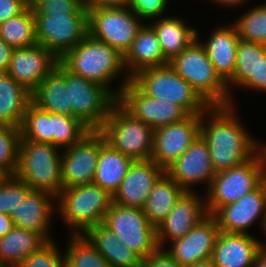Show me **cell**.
Here are the masks:
<instances>
[{"label": "cell", "instance_id": "1", "mask_svg": "<svg viewBox=\"0 0 266 267\" xmlns=\"http://www.w3.org/2000/svg\"><path fill=\"white\" fill-rule=\"evenodd\" d=\"M235 107L210 106L201 114L200 135L208 145L215 173L245 163L260 150V140L247 131Z\"/></svg>", "mask_w": 266, "mask_h": 267}, {"label": "cell", "instance_id": "2", "mask_svg": "<svg viewBox=\"0 0 266 267\" xmlns=\"http://www.w3.org/2000/svg\"><path fill=\"white\" fill-rule=\"evenodd\" d=\"M59 61L72 73L106 87L116 97L119 96L126 83L131 81L124 66V56L89 34ZM122 75L124 76L121 80L123 83L119 84L116 89H111L114 80Z\"/></svg>", "mask_w": 266, "mask_h": 267}, {"label": "cell", "instance_id": "3", "mask_svg": "<svg viewBox=\"0 0 266 267\" xmlns=\"http://www.w3.org/2000/svg\"><path fill=\"white\" fill-rule=\"evenodd\" d=\"M112 202L113 195L94 183L76 185L63 188L56 196V213L71 235H83L103 223Z\"/></svg>", "mask_w": 266, "mask_h": 267}, {"label": "cell", "instance_id": "4", "mask_svg": "<svg viewBox=\"0 0 266 267\" xmlns=\"http://www.w3.org/2000/svg\"><path fill=\"white\" fill-rule=\"evenodd\" d=\"M169 65L209 106L234 105L227 84L216 73L198 39L174 57Z\"/></svg>", "mask_w": 266, "mask_h": 267}, {"label": "cell", "instance_id": "5", "mask_svg": "<svg viewBox=\"0 0 266 267\" xmlns=\"http://www.w3.org/2000/svg\"><path fill=\"white\" fill-rule=\"evenodd\" d=\"M32 190H43L57 196L63 189L61 150L50 143L20 138L18 165L13 174Z\"/></svg>", "mask_w": 266, "mask_h": 267}, {"label": "cell", "instance_id": "6", "mask_svg": "<svg viewBox=\"0 0 266 267\" xmlns=\"http://www.w3.org/2000/svg\"><path fill=\"white\" fill-rule=\"evenodd\" d=\"M131 82L148 97L176 104L188 115L202 114L210 107L169 64L143 69Z\"/></svg>", "mask_w": 266, "mask_h": 267}, {"label": "cell", "instance_id": "7", "mask_svg": "<svg viewBox=\"0 0 266 267\" xmlns=\"http://www.w3.org/2000/svg\"><path fill=\"white\" fill-rule=\"evenodd\" d=\"M265 179V161L260 150L245 163L217 172L205 193L207 213L214 215L221 207L256 189Z\"/></svg>", "mask_w": 266, "mask_h": 267}, {"label": "cell", "instance_id": "8", "mask_svg": "<svg viewBox=\"0 0 266 267\" xmlns=\"http://www.w3.org/2000/svg\"><path fill=\"white\" fill-rule=\"evenodd\" d=\"M90 131L79 119L49 113L31 101L20 126V138L50 143L61 150L78 143Z\"/></svg>", "mask_w": 266, "mask_h": 267}, {"label": "cell", "instance_id": "9", "mask_svg": "<svg viewBox=\"0 0 266 267\" xmlns=\"http://www.w3.org/2000/svg\"><path fill=\"white\" fill-rule=\"evenodd\" d=\"M55 69L65 78L73 117L90 130H99L117 103V97L106 87L72 73L60 61Z\"/></svg>", "mask_w": 266, "mask_h": 267}, {"label": "cell", "instance_id": "10", "mask_svg": "<svg viewBox=\"0 0 266 267\" xmlns=\"http://www.w3.org/2000/svg\"><path fill=\"white\" fill-rule=\"evenodd\" d=\"M113 149L135 160L151 159L154 129L116 103L98 130Z\"/></svg>", "mask_w": 266, "mask_h": 267}, {"label": "cell", "instance_id": "11", "mask_svg": "<svg viewBox=\"0 0 266 267\" xmlns=\"http://www.w3.org/2000/svg\"><path fill=\"white\" fill-rule=\"evenodd\" d=\"M144 23L127 6L88 8V34L116 49L123 56Z\"/></svg>", "mask_w": 266, "mask_h": 267}, {"label": "cell", "instance_id": "12", "mask_svg": "<svg viewBox=\"0 0 266 267\" xmlns=\"http://www.w3.org/2000/svg\"><path fill=\"white\" fill-rule=\"evenodd\" d=\"M37 44L59 60L88 35V8L84 3L74 14L35 17Z\"/></svg>", "mask_w": 266, "mask_h": 267}, {"label": "cell", "instance_id": "13", "mask_svg": "<svg viewBox=\"0 0 266 267\" xmlns=\"http://www.w3.org/2000/svg\"><path fill=\"white\" fill-rule=\"evenodd\" d=\"M103 224L142 259L159 248L156 227L149 222L141 208L112 202Z\"/></svg>", "mask_w": 266, "mask_h": 267}, {"label": "cell", "instance_id": "14", "mask_svg": "<svg viewBox=\"0 0 266 267\" xmlns=\"http://www.w3.org/2000/svg\"><path fill=\"white\" fill-rule=\"evenodd\" d=\"M105 142L98 130H91L78 143L61 150L63 188L93 183L100 148Z\"/></svg>", "mask_w": 266, "mask_h": 267}, {"label": "cell", "instance_id": "15", "mask_svg": "<svg viewBox=\"0 0 266 267\" xmlns=\"http://www.w3.org/2000/svg\"><path fill=\"white\" fill-rule=\"evenodd\" d=\"M117 103L133 118L156 128L186 118L188 114L178 105L167 100L150 98L142 93L131 81L120 91Z\"/></svg>", "mask_w": 266, "mask_h": 267}, {"label": "cell", "instance_id": "16", "mask_svg": "<svg viewBox=\"0 0 266 267\" xmlns=\"http://www.w3.org/2000/svg\"><path fill=\"white\" fill-rule=\"evenodd\" d=\"M201 133V114L188 115L181 121L154 130L151 159L166 169L178 159Z\"/></svg>", "mask_w": 266, "mask_h": 267}, {"label": "cell", "instance_id": "17", "mask_svg": "<svg viewBox=\"0 0 266 267\" xmlns=\"http://www.w3.org/2000/svg\"><path fill=\"white\" fill-rule=\"evenodd\" d=\"M214 216L219 230L223 232L250 234L248 229L257 221L263 232L266 222V179L241 199L221 207Z\"/></svg>", "mask_w": 266, "mask_h": 267}, {"label": "cell", "instance_id": "18", "mask_svg": "<svg viewBox=\"0 0 266 267\" xmlns=\"http://www.w3.org/2000/svg\"><path fill=\"white\" fill-rule=\"evenodd\" d=\"M165 173L187 192L195 191L196 189L192 188L198 184H205L204 190H208L216 173L205 139L199 135L190 147L165 169Z\"/></svg>", "mask_w": 266, "mask_h": 267}, {"label": "cell", "instance_id": "19", "mask_svg": "<svg viewBox=\"0 0 266 267\" xmlns=\"http://www.w3.org/2000/svg\"><path fill=\"white\" fill-rule=\"evenodd\" d=\"M220 233L214 215L207 214L182 238L171 241L165 250L183 267L197 261L212 258L214 247Z\"/></svg>", "mask_w": 266, "mask_h": 267}, {"label": "cell", "instance_id": "20", "mask_svg": "<svg viewBox=\"0 0 266 267\" xmlns=\"http://www.w3.org/2000/svg\"><path fill=\"white\" fill-rule=\"evenodd\" d=\"M58 62L59 59L40 44L14 48L7 75L32 93Z\"/></svg>", "mask_w": 266, "mask_h": 267}, {"label": "cell", "instance_id": "21", "mask_svg": "<svg viewBox=\"0 0 266 267\" xmlns=\"http://www.w3.org/2000/svg\"><path fill=\"white\" fill-rule=\"evenodd\" d=\"M207 214L205 195L186 191L168 216L156 227L158 247L168 248L167 243L182 238Z\"/></svg>", "mask_w": 266, "mask_h": 267}, {"label": "cell", "instance_id": "22", "mask_svg": "<svg viewBox=\"0 0 266 267\" xmlns=\"http://www.w3.org/2000/svg\"><path fill=\"white\" fill-rule=\"evenodd\" d=\"M54 212L56 215V196L48 191L31 190L8 215L15 226L34 231L50 242L55 240L49 230Z\"/></svg>", "mask_w": 266, "mask_h": 267}, {"label": "cell", "instance_id": "23", "mask_svg": "<svg viewBox=\"0 0 266 267\" xmlns=\"http://www.w3.org/2000/svg\"><path fill=\"white\" fill-rule=\"evenodd\" d=\"M165 169L152 159L135 160L113 195V202L122 206L141 208Z\"/></svg>", "mask_w": 266, "mask_h": 267}, {"label": "cell", "instance_id": "24", "mask_svg": "<svg viewBox=\"0 0 266 267\" xmlns=\"http://www.w3.org/2000/svg\"><path fill=\"white\" fill-rule=\"evenodd\" d=\"M251 233H227L220 231L212 260L215 267H252L262 245Z\"/></svg>", "mask_w": 266, "mask_h": 267}, {"label": "cell", "instance_id": "25", "mask_svg": "<svg viewBox=\"0 0 266 267\" xmlns=\"http://www.w3.org/2000/svg\"><path fill=\"white\" fill-rule=\"evenodd\" d=\"M199 36L197 33V39L204 47L216 73L227 83L234 75L237 46L240 40L235 24L217 26L203 42Z\"/></svg>", "mask_w": 266, "mask_h": 267}, {"label": "cell", "instance_id": "26", "mask_svg": "<svg viewBox=\"0 0 266 267\" xmlns=\"http://www.w3.org/2000/svg\"><path fill=\"white\" fill-rule=\"evenodd\" d=\"M167 64L169 62L163 56L156 32L149 23H144L124 55V66L129 77L143 69Z\"/></svg>", "mask_w": 266, "mask_h": 267}, {"label": "cell", "instance_id": "27", "mask_svg": "<svg viewBox=\"0 0 266 267\" xmlns=\"http://www.w3.org/2000/svg\"><path fill=\"white\" fill-rule=\"evenodd\" d=\"M83 235L111 267H140L142 258L103 223L91 227Z\"/></svg>", "mask_w": 266, "mask_h": 267}, {"label": "cell", "instance_id": "28", "mask_svg": "<svg viewBox=\"0 0 266 267\" xmlns=\"http://www.w3.org/2000/svg\"><path fill=\"white\" fill-rule=\"evenodd\" d=\"M150 25L157 34L164 58L170 62L197 39V29L190 27L182 17H161Z\"/></svg>", "mask_w": 266, "mask_h": 267}, {"label": "cell", "instance_id": "29", "mask_svg": "<svg viewBox=\"0 0 266 267\" xmlns=\"http://www.w3.org/2000/svg\"><path fill=\"white\" fill-rule=\"evenodd\" d=\"M46 243L36 232L14 226L10 232L0 237V266L17 267Z\"/></svg>", "mask_w": 266, "mask_h": 267}, {"label": "cell", "instance_id": "30", "mask_svg": "<svg viewBox=\"0 0 266 267\" xmlns=\"http://www.w3.org/2000/svg\"><path fill=\"white\" fill-rule=\"evenodd\" d=\"M32 102L49 113L73 117L65 78L54 69L32 92Z\"/></svg>", "mask_w": 266, "mask_h": 267}, {"label": "cell", "instance_id": "31", "mask_svg": "<svg viewBox=\"0 0 266 267\" xmlns=\"http://www.w3.org/2000/svg\"><path fill=\"white\" fill-rule=\"evenodd\" d=\"M133 162L105 142L100 148L93 183L114 195Z\"/></svg>", "mask_w": 266, "mask_h": 267}, {"label": "cell", "instance_id": "32", "mask_svg": "<svg viewBox=\"0 0 266 267\" xmlns=\"http://www.w3.org/2000/svg\"><path fill=\"white\" fill-rule=\"evenodd\" d=\"M185 192L175 180L165 173L154 185L142 207L149 222L157 227Z\"/></svg>", "mask_w": 266, "mask_h": 267}, {"label": "cell", "instance_id": "33", "mask_svg": "<svg viewBox=\"0 0 266 267\" xmlns=\"http://www.w3.org/2000/svg\"><path fill=\"white\" fill-rule=\"evenodd\" d=\"M32 93L6 75L0 81V125L20 127Z\"/></svg>", "mask_w": 266, "mask_h": 267}, {"label": "cell", "instance_id": "34", "mask_svg": "<svg viewBox=\"0 0 266 267\" xmlns=\"http://www.w3.org/2000/svg\"><path fill=\"white\" fill-rule=\"evenodd\" d=\"M0 38L13 48L37 44L35 16L30 5L22 13L0 24Z\"/></svg>", "mask_w": 266, "mask_h": 267}, {"label": "cell", "instance_id": "35", "mask_svg": "<svg viewBox=\"0 0 266 267\" xmlns=\"http://www.w3.org/2000/svg\"><path fill=\"white\" fill-rule=\"evenodd\" d=\"M266 54V45L239 40L233 77L226 83L229 94L231 88L241 87L250 79L256 78V67L261 57ZM232 86V87H231Z\"/></svg>", "mask_w": 266, "mask_h": 267}, {"label": "cell", "instance_id": "36", "mask_svg": "<svg viewBox=\"0 0 266 267\" xmlns=\"http://www.w3.org/2000/svg\"><path fill=\"white\" fill-rule=\"evenodd\" d=\"M69 235L64 251L66 267H111L84 235Z\"/></svg>", "mask_w": 266, "mask_h": 267}, {"label": "cell", "instance_id": "37", "mask_svg": "<svg viewBox=\"0 0 266 267\" xmlns=\"http://www.w3.org/2000/svg\"><path fill=\"white\" fill-rule=\"evenodd\" d=\"M232 22L241 40L266 45V3L251 7Z\"/></svg>", "mask_w": 266, "mask_h": 267}, {"label": "cell", "instance_id": "38", "mask_svg": "<svg viewBox=\"0 0 266 267\" xmlns=\"http://www.w3.org/2000/svg\"><path fill=\"white\" fill-rule=\"evenodd\" d=\"M20 127L0 125V167L13 175L18 165Z\"/></svg>", "mask_w": 266, "mask_h": 267}, {"label": "cell", "instance_id": "39", "mask_svg": "<svg viewBox=\"0 0 266 267\" xmlns=\"http://www.w3.org/2000/svg\"><path fill=\"white\" fill-rule=\"evenodd\" d=\"M31 190L27 183L14 175H9L0 183V212L9 214L11 210L17 208Z\"/></svg>", "mask_w": 266, "mask_h": 267}, {"label": "cell", "instance_id": "40", "mask_svg": "<svg viewBox=\"0 0 266 267\" xmlns=\"http://www.w3.org/2000/svg\"><path fill=\"white\" fill-rule=\"evenodd\" d=\"M61 251L54 241L47 242L17 267H66L65 256Z\"/></svg>", "mask_w": 266, "mask_h": 267}, {"label": "cell", "instance_id": "41", "mask_svg": "<svg viewBox=\"0 0 266 267\" xmlns=\"http://www.w3.org/2000/svg\"><path fill=\"white\" fill-rule=\"evenodd\" d=\"M85 0H30L35 17L74 14Z\"/></svg>", "mask_w": 266, "mask_h": 267}, {"label": "cell", "instance_id": "42", "mask_svg": "<svg viewBox=\"0 0 266 267\" xmlns=\"http://www.w3.org/2000/svg\"><path fill=\"white\" fill-rule=\"evenodd\" d=\"M170 0H129L127 7L143 22L159 19L167 11ZM150 19V20H149Z\"/></svg>", "mask_w": 266, "mask_h": 267}, {"label": "cell", "instance_id": "43", "mask_svg": "<svg viewBox=\"0 0 266 267\" xmlns=\"http://www.w3.org/2000/svg\"><path fill=\"white\" fill-rule=\"evenodd\" d=\"M140 267H183L164 248L142 259Z\"/></svg>", "mask_w": 266, "mask_h": 267}, {"label": "cell", "instance_id": "44", "mask_svg": "<svg viewBox=\"0 0 266 267\" xmlns=\"http://www.w3.org/2000/svg\"><path fill=\"white\" fill-rule=\"evenodd\" d=\"M30 5V0H0V24L22 13Z\"/></svg>", "mask_w": 266, "mask_h": 267}, {"label": "cell", "instance_id": "45", "mask_svg": "<svg viewBox=\"0 0 266 267\" xmlns=\"http://www.w3.org/2000/svg\"><path fill=\"white\" fill-rule=\"evenodd\" d=\"M244 90L266 92V54L260 58L256 67V78H250L242 87Z\"/></svg>", "mask_w": 266, "mask_h": 267}, {"label": "cell", "instance_id": "46", "mask_svg": "<svg viewBox=\"0 0 266 267\" xmlns=\"http://www.w3.org/2000/svg\"><path fill=\"white\" fill-rule=\"evenodd\" d=\"M14 48L0 38V69L8 71Z\"/></svg>", "mask_w": 266, "mask_h": 267}, {"label": "cell", "instance_id": "47", "mask_svg": "<svg viewBox=\"0 0 266 267\" xmlns=\"http://www.w3.org/2000/svg\"><path fill=\"white\" fill-rule=\"evenodd\" d=\"M129 0H85L87 8L124 7Z\"/></svg>", "mask_w": 266, "mask_h": 267}, {"label": "cell", "instance_id": "48", "mask_svg": "<svg viewBox=\"0 0 266 267\" xmlns=\"http://www.w3.org/2000/svg\"><path fill=\"white\" fill-rule=\"evenodd\" d=\"M14 222L8 214L0 212V237L6 235L14 228Z\"/></svg>", "mask_w": 266, "mask_h": 267}, {"label": "cell", "instance_id": "49", "mask_svg": "<svg viewBox=\"0 0 266 267\" xmlns=\"http://www.w3.org/2000/svg\"><path fill=\"white\" fill-rule=\"evenodd\" d=\"M248 1L249 0H211V2L213 4L217 3L216 6H222V8L223 7H225V8H228V7L232 8L233 7V9L240 7V5H241V7L243 5L245 6L244 2L246 3Z\"/></svg>", "mask_w": 266, "mask_h": 267}, {"label": "cell", "instance_id": "50", "mask_svg": "<svg viewBox=\"0 0 266 267\" xmlns=\"http://www.w3.org/2000/svg\"><path fill=\"white\" fill-rule=\"evenodd\" d=\"M252 267H266V251L262 250L255 257Z\"/></svg>", "mask_w": 266, "mask_h": 267}, {"label": "cell", "instance_id": "51", "mask_svg": "<svg viewBox=\"0 0 266 267\" xmlns=\"http://www.w3.org/2000/svg\"><path fill=\"white\" fill-rule=\"evenodd\" d=\"M186 267H215L212 258L197 261L191 265H188Z\"/></svg>", "mask_w": 266, "mask_h": 267}, {"label": "cell", "instance_id": "52", "mask_svg": "<svg viewBox=\"0 0 266 267\" xmlns=\"http://www.w3.org/2000/svg\"><path fill=\"white\" fill-rule=\"evenodd\" d=\"M261 144H260V151H261L263 158H264V161H265V175H266V145L263 143H261Z\"/></svg>", "mask_w": 266, "mask_h": 267}, {"label": "cell", "instance_id": "53", "mask_svg": "<svg viewBox=\"0 0 266 267\" xmlns=\"http://www.w3.org/2000/svg\"><path fill=\"white\" fill-rule=\"evenodd\" d=\"M9 175L0 167V183H2Z\"/></svg>", "mask_w": 266, "mask_h": 267}, {"label": "cell", "instance_id": "54", "mask_svg": "<svg viewBox=\"0 0 266 267\" xmlns=\"http://www.w3.org/2000/svg\"><path fill=\"white\" fill-rule=\"evenodd\" d=\"M263 233L266 234V222H265V225H264ZM261 245H262V250L266 251V243L261 241Z\"/></svg>", "mask_w": 266, "mask_h": 267}, {"label": "cell", "instance_id": "55", "mask_svg": "<svg viewBox=\"0 0 266 267\" xmlns=\"http://www.w3.org/2000/svg\"><path fill=\"white\" fill-rule=\"evenodd\" d=\"M7 75V72L0 69V81Z\"/></svg>", "mask_w": 266, "mask_h": 267}]
</instances>
